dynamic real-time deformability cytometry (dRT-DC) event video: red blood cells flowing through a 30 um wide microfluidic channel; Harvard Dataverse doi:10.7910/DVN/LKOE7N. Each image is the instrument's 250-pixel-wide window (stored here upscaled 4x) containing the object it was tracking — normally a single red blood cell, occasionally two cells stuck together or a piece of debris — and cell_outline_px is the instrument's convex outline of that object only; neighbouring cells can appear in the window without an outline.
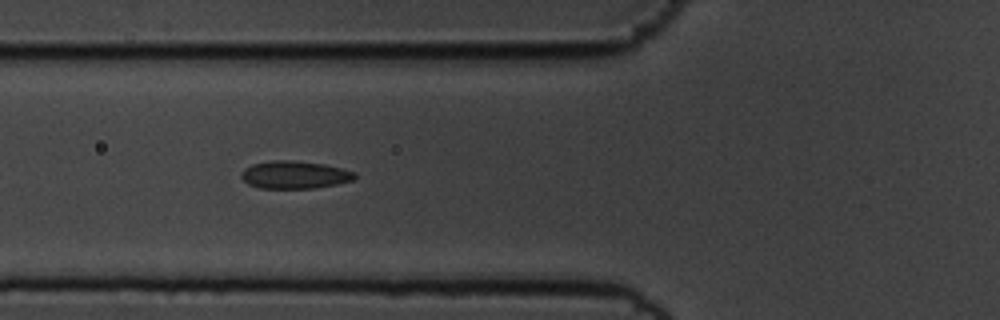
{"species": "common noctule bat (a hibernating species)", "species_latin": "Nyctalus noctula", "temperature_condition": "cold", "stored_images_in_passage": 27, "camera_frame_rate_fps": 3000, "um_per_image_px": 0.085, "animal": {"sex": "male", "body_mass_g": 19.5, "forearm_length_mm": 54.6}, "frame": {"image": 1, "passage_image": 7, "time_ms": 2.0, "image_size_px": [1000, 320], "cell_outline_px": [[356, 176], [352, 180], [336, 184], [312, 188], [260, 188], [248, 184], [240, 176], [240, 172], [244, 168], [252, 164], [272, 160], [292, 160], [324, 164], [356, 172]], "centroid_in_image_um": [25.0, 14.85], "position_along_channel_um": 100.8, "area_um2": 18.26}}
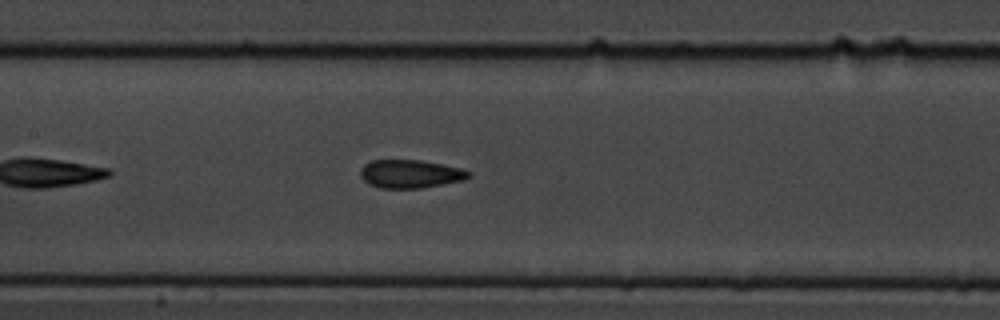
{"frame": {"image": 2, "passage_image": 13, "time_ms": 4.0, "image_size_px": [1000, 320], "cell_outline_px": [[472, 176], [464, 180], [420, 188], [380, 188], [368, 184], [360, 176], [360, 168], [364, 164], [372, 160], [420, 160], [460, 168], [472, 172]], "centroid_in_image_um": [34.86, 14.78], "position_along_channel_um": 172.5, "area_um2": 17.86}}
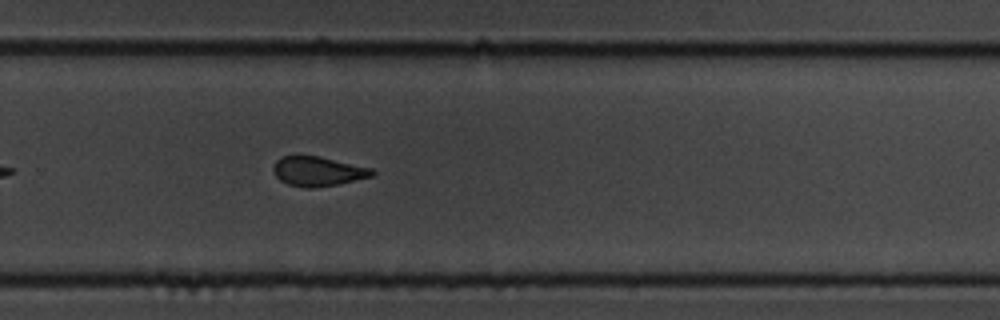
{"frame": {"image": 3, "passage_image": 24, "time_ms": 7.667, "image_size_px": [1000, 320], "cell_outline_px": [[376, 172], [372, 176], [340, 184], [312, 188], [304, 188], [288, 184], [280, 180], [276, 176], [272, 168], [276, 160], [280, 156], [320, 156], [372, 168]], "centroid_in_image_um": [27.02, 14.56], "position_along_channel_um": 302.8, "area_um2": 17.11}}